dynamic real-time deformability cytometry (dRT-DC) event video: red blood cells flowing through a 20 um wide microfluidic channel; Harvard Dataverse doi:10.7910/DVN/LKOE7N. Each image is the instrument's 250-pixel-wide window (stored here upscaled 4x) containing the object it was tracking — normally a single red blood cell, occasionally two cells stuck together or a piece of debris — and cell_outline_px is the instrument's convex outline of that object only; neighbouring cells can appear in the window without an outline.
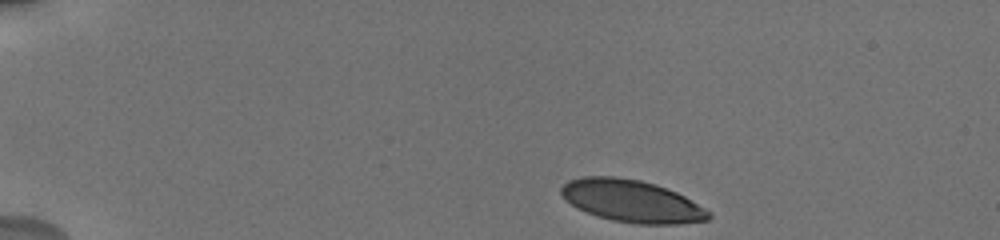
{"species": "human", "species_latin": "Homo sapiens", "temperature_condition": "cold", "stored_images_in_passage": 23, "camera_frame_rate_fps": 3000, "um_per_image_px": 0.085, "donor": {"sex": "male"}, "frame": {"image": 1, "passage_image": 1, "time_ms": 0.0, "image_size_px": [1000, 240], "cell_outline_px": [[712, 216], [708, 220], [680, 224], [636, 224], [612, 220], [596, 216], [576, 208], [564, 200], [560, 192], [560, 188], [568, 180], [584, 176], [616, 176], [640, 180], [656, 184], [668, 188], [684, 196], [712, 212]], "centroid_in_image_um": [53.68, 17.09], "position_along_channel_um": 31.3, "area_um2": 36.7}}
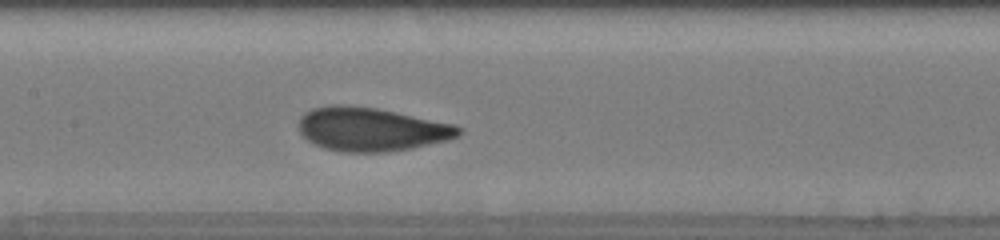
{"frame": {"image": 2, "passage_image": 10, "time_ms": 6.333, "image_size_px": [1000, 240], "cell_outline_px": [[464, 132], [460, 136], [448, 140], [412, 148], [388, 152], [344, 152], [324, 148], [308, 140], [300, 132], [300, 116], [304, 112], [312, 108], [328, 104], [344, 104], [376, 108], [456, 124], [464, 128]], "centroid_in_image_um": [31.6, 10.98], "position_along_channel_um": 175.8, "area_um2": 41.04}}
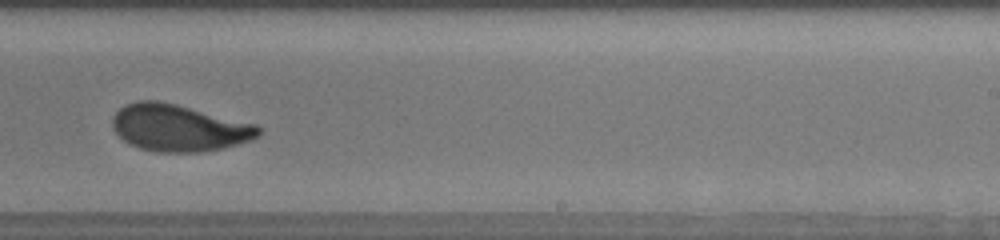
{"frame": {"image": 3, "passage_image": 14, "time_ms": 9.0, "image_size_px": [1000, 240], "cell_outline_px": [[260, 136], [252, 140], [224, 148], [200, 152], [156, 152], [140, 148], [124, 140], [112, 128], [112, 116], [124, 104], [136, 100], [156, 100], [176, 104], [256, 124], [260, 128]], "centroid_in_image_um": [15.2, 10.86], "position_along_channel_um": 273.8, "area_um2": 39.94}, "authors_computed_cell_mechanics": {"area_um2": 38.437, "velocity_mm_per_s": 3.6899, "shape_relaxation_time_tau1_ms": 3.1981, "shape_relaxation_time_tau2_ms": 0.657, "deformation_change_tau1": 0.1514, "deformation_change_tau2": 0.0572}}